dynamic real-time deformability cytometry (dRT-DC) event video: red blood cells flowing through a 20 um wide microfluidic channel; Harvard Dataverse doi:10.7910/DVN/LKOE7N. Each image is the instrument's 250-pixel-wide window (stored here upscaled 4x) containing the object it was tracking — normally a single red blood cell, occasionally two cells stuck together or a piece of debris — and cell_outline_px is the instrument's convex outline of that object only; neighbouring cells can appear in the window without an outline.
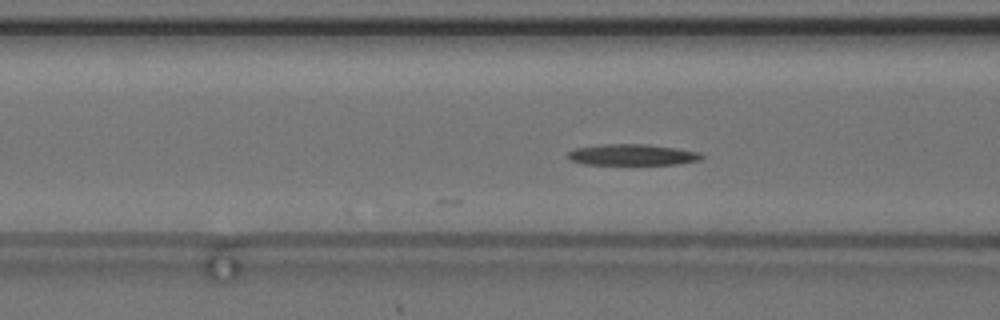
{"species": "common noctule bat (a hibernating species)", "species_latin": "Nyctalus noctula", "temperature_condition": "cold", "stored_images_in_passage": 4, "camera_frame_rate_fps": 3000, "um_per_image_px": 0.085, "animal": {"sex": "female", "body_mass_g": 24.6, "forearm_length_mm": 56.2}, "frame": {"image": 1, "passage_image": 4, "time_ms": 1.0, "image_size_px": [1000, 320], "cell_outline_px": [[704, 156], [700, 160], [676, 164], [584, 164], [572, 160], [564, 156], [568, 152], [576, 148], [600, 144], [648, 144], [676, 148], [700, 152]], "centroid_in_image_um": [53.73, 13.15], "position_along_channel_um": 112.9, "area_um2": 16.47}}